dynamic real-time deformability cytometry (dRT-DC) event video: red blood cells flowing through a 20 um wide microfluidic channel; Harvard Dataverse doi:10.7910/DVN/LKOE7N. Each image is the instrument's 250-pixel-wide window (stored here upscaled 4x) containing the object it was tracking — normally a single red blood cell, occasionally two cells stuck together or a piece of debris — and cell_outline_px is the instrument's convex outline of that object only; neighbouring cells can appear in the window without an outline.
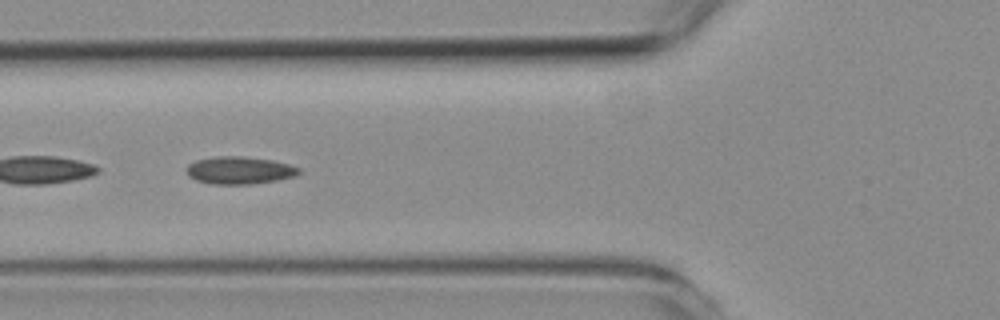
{"species": "common noctule bat (a hibernating species)", "species_latin": "Nyctalus noctula", "temperature_condition": "room temperature", "stored_images_in_passage": 36, "camera_frame_rate_fps": 3000, "um_per_image_px": 0.085, "animal": {"sex": "female", "body_mass_g": 19.3, "forearm_length_mm": 54.1}, "frame": {"image": 1, "passage_image": 16, "time_ms": 5.0, "image_size_px": [1000, 320], "cell_outline_px": [[300, 172], [296, 176], [276, 180], [252, 184], [212, 184], [196, 180], [188, 176], [188, 164], [196, 160], [216, 156], [244, 156], [272, 160], [288, 164], [300, 168]], "centroid_in_image_um": [20.36, 14.47], "position_along_channel_um": 105.4, "area_um2": 17.98}}
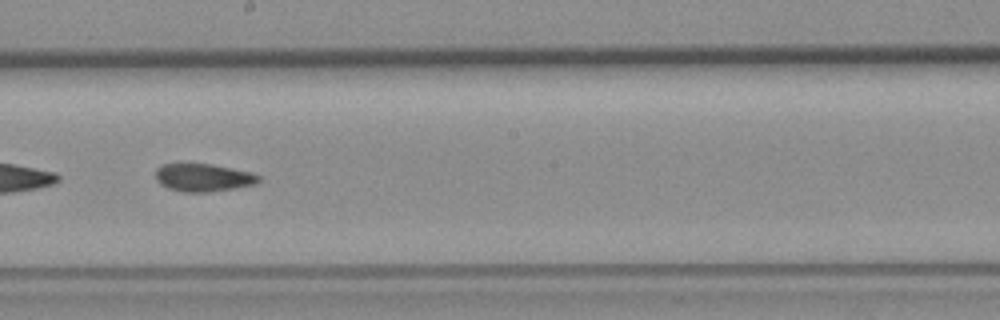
{"frame": {"image": 2, "passage_image": 26, "time_ms": 8.333, "image_size_px": [1000, 320], "cell_outline_px": [[260, 180], [256, 184], [208, 192], [184, 192], [168, 188], [160, 184], [156, 180], [156, 168], [160, 164], [212, 164], [252, 172], [260, 176]], "centroid_in_image_um": [17.27, 15.09], "position_along_channel_um": 230.9, "area_um2": 16.7}}